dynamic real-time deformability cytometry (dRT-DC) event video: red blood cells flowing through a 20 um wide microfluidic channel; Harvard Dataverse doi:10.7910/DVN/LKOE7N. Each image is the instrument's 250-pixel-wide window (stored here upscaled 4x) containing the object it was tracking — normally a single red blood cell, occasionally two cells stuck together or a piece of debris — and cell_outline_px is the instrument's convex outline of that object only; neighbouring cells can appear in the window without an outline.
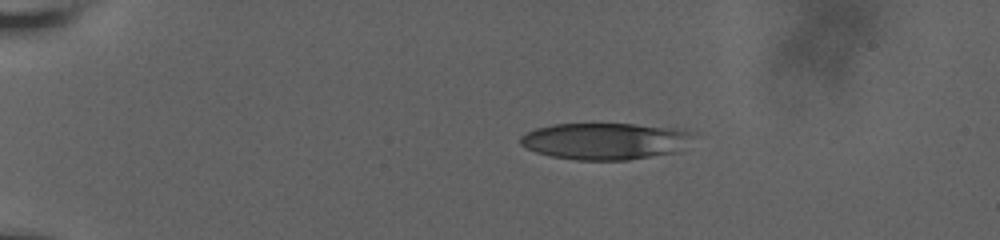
{"species": "human", "species_latin": "Homo sapiens", "temperature_condition": "room temperature", "stored_images_in_passage": 47, "camera_frame_rate_fps": 3000, "um_per_image_px": 0.085, "donor": {"sex": "male"}, "frame": {"image": 1, "passage_image": 1, "time_ms": 0.0, "image_size_px": [1000, 240], "cell_outline_px": [[688, 132], [680, 152], [628, 160], [576, 160], [552, 156], [536, 152], [520, 144], [520, 136], [536, 128], [552, 124], [632, 124], [676, 128]], "centroid_in_image_um": [51.34, 12.0], "position_along_channel_um": 33.7, "area_um2": 36.41}}
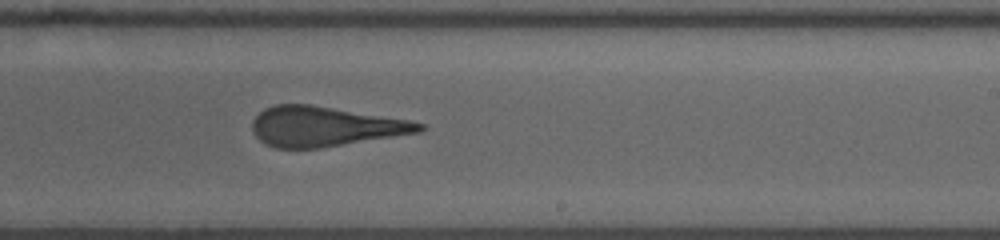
{"frame": {"image": 2, "passage_image": 26, "time_ms": 8.333, "image_size_px": [1000, 240], "cell_outline_px": [[424, 128], [420, 132], [320, 148], [276, 148], [264, 144], [252, 132], [252, 120], [264, 108], [276, 104], [312, 104], [408, 120], [424, 124]], "centroid_in_image_um": [27.56, 10.75], "position_along_channel_um": 261.4, "area_um2": 38.67}}
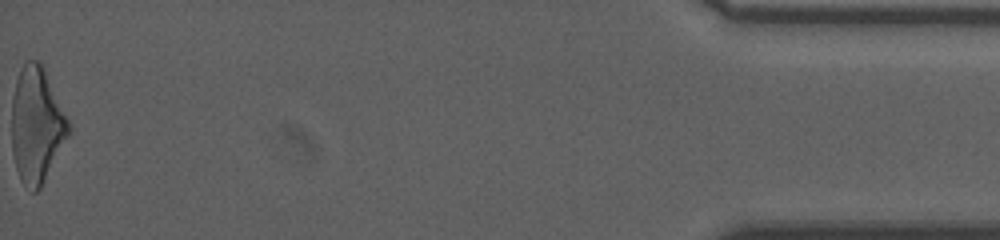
{"frame": {"image": 3, "passage_image": 47, "time_ms": 15.333, "image_size_px": [1000, 240], "cell_outline_px": [[72, 128], [68, 136], [40, 188], [36, 192], [32, 192], [20, 180], [16, 168], [12, 152], [12, 100], [16, 80], [20, 68], [24, 60], [40, 60], [72, 124]], "centroid_in_image_um": [3.12, 10.59], "position_along_channel_um": 432.1, "area_um2": 38.61}, "authors_computed_cell_mechanics": {"area_um2": 38.8994, "velocity_mm_per_s": 3.6811, "shape_relaxation_time_tau1_ms": null, "shape_relaxation_time_tau2_ms": 1.5287, "deformation_change_tau1": null, "deformation_change_tau2": 0.1479}}